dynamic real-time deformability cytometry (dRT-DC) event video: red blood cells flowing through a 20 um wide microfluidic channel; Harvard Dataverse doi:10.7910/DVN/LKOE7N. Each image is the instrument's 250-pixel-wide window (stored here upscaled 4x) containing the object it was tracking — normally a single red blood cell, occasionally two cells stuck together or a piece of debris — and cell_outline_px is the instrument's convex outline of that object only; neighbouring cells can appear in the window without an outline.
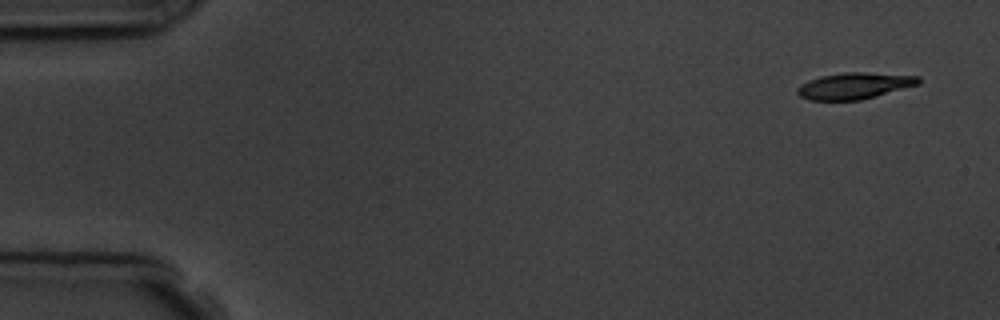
{"species": "common noctule bat (a hibernating species)", "species_latin": "Nyctalus noctula", "temperature_condition": "room temperature", "stored_images_in_passage": 7, "camera_frame_rate_fps": 3000, "um_per_image_px": 0.085, "animal": {"sex": "male", "body_mass_g": 19.5, "forearm_length_mm": 54.6}, "frame": {"image": 1, "passage_image": 1, "time_ms": 0.0, "image_size_px": [1000, 320], "cell_outline_px": [[920, 84], [876, 96], [860, 100], [808, 100], [800, 96], [796, 92], [796, 88], [800, 84], [808, 80], [820, 76], [844, 72], [864, 72], [920, 76]], "centroid_in_image_um": [72.6, 7.29], "position_along_channel_um": 12.4, "area_um2": 18.73}}
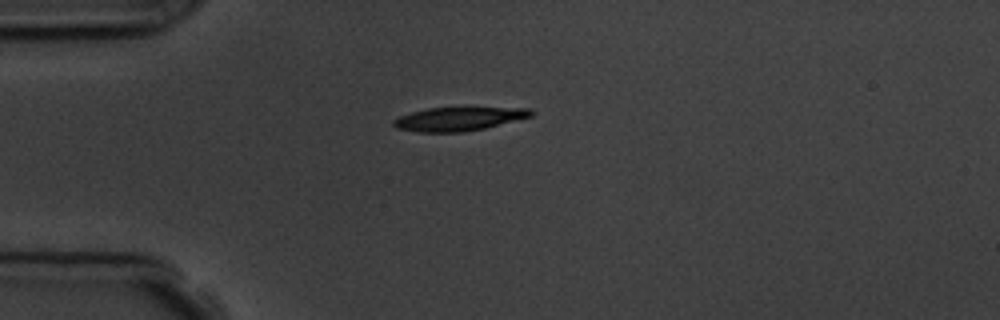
{"frame": {"image": 2, "passage_image": 4, "time_ms": 3.667, "image_size_px": [1000, 320], "cell_outline_px": [[536, 112], [532, 116], [484, 128], [464, 132], [420, 132], [396, 128], [392, 124], [392, 120], [400, 116], [412, 112], [428, 108], [532, 108]], "centroid_in_image_um": [38.99, 10.11], "position_along_channel_um": 46.0, "area_um2": 18.79}}
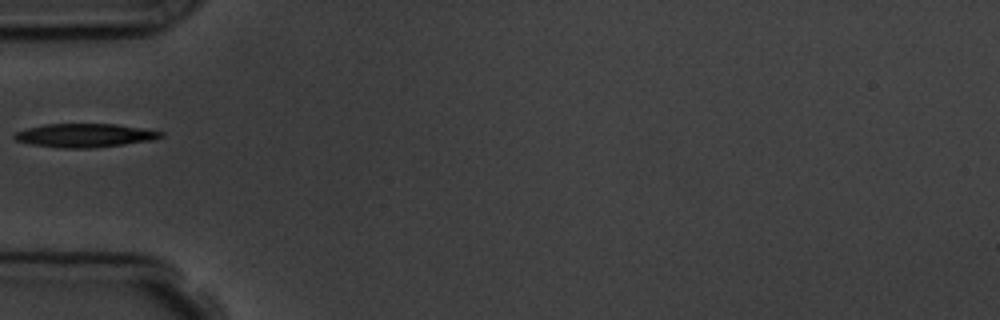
{"frame": {"image": 3, "passage_image": 5, "time_ms": 5.0, "image_size_px": [1000, 320], "cell_outline_px": [[164, 136], [152, 140], [124, 144], [92, 148], [64, 148], [28, 144], [16, 140], [12, 136], [16, 132], [28, 128], [44, 124], [116, 124], [164, 132]], "centroid_in_image_um": [7.19, 11.51], "position_along_channel_um": 77.8, "area_um2": 20.06}}